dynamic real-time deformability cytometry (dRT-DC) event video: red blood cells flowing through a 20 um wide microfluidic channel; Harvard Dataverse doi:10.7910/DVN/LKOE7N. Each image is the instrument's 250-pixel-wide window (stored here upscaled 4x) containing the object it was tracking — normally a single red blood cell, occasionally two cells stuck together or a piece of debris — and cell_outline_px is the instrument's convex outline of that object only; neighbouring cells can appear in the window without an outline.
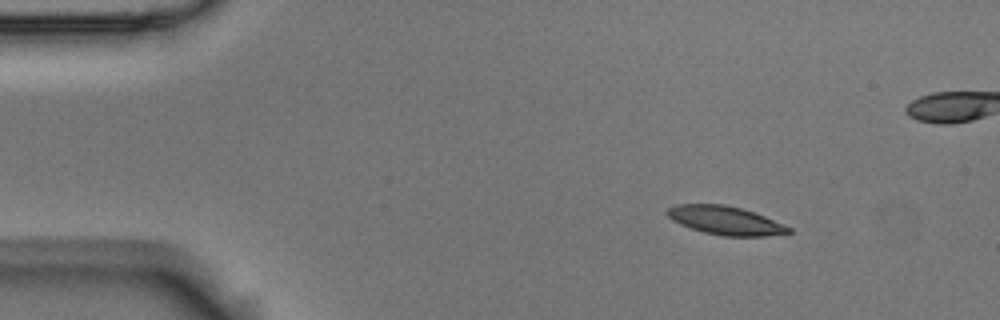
{"species": "Egyptian fruit bat (a non-hibernating species)", "species_latin": "Rousettus aegyptiacus", "temperature_condition": "room temperature", "stored_images_in_passage": 6, "camera_frame_rate_fps": 3000, "um_per_image_px": 0.085, "animal": {"sex": "male"}, "frame": {"image": 1, "passage_image": 1, "time_ms": 0.0, "image_size_px": [1000, 320], "cell_outline_px": [[792, 232], [768, 236], [724, 236], [704, 232], [680, 224], [672, 220], [664, 212], [668, 208], [676, 204], [724, 204], [740, 208], [764, 216], [792, 228]], "centroid_in_image_um": [61.64, 18.73], "position_along_channel_um": 23.4, "area_um2": 20.06}}
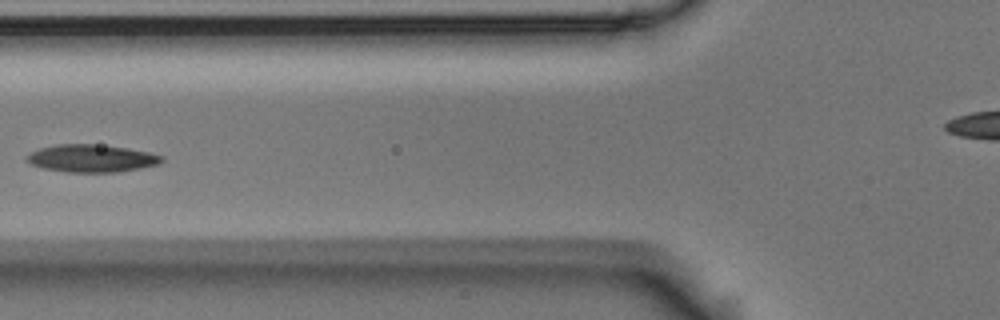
{"frame": {"image": 2, "passage_image": 5, "time_ms": 1.333, "image_size_px": [1000, 320], "cell_outline_px": [[164, 160], [160, 164], [140, 168], [116, 172], [68, 172], [44, 168], [32, 164], [24, 160], [32, 152], [40, 148], [56, 144], [96, 144], [128, 148], [148, 152], [164, 156]], "centroid_in_image_um": [7.81, 13.45], "position_along_channel_um": 118.0, "area_um2": 21.62}}
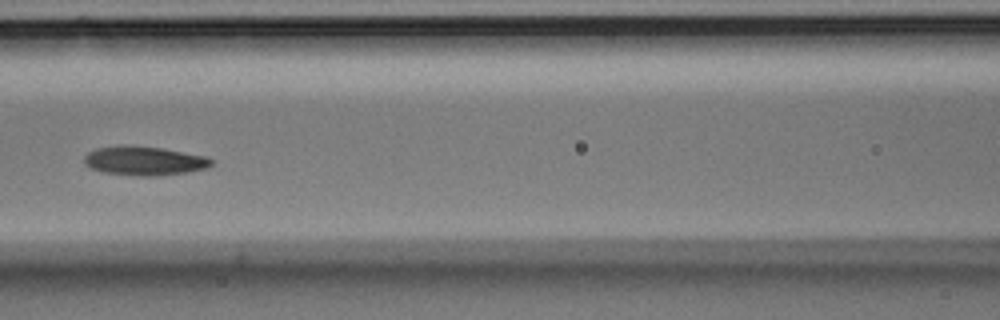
{"frame": {"image": 3, "passage_image": 6, "time_ms": 1.667, "image_size_px": [1000, 320], "cell_outline_px": [[212, 164], [208, 168], [188, 172], [156, 176], [140, 176], [104, 172], [92, 168], [84, 164], [84, 156], [88, 152], [96, 148], [120, 144], [128, 144], [160, 148], [208, 156], [212, 160]], "centroid_in_image_um": [12.26, 13.65], "position_along_channel_um": 154.3, "area_um2": 21.73}}